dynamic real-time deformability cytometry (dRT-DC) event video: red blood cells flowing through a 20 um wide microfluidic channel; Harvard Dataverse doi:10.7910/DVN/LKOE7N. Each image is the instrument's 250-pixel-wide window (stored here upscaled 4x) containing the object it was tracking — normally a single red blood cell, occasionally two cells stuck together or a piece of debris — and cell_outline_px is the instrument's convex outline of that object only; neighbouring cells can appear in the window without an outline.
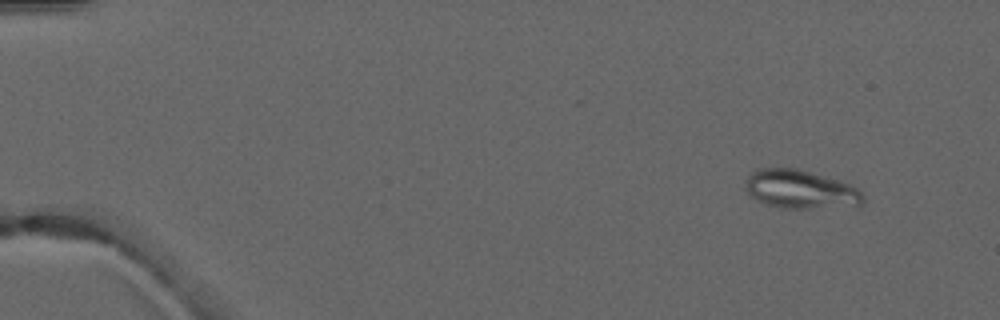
{"species": "common noctule bat (a hibernating species)", "species_latin": "Nyctalus noctula", "temperature_condition": "warm", "stored_images_in_passage": 5, "camera_frame_rate_fps": 3000, "um_per_image_px": 0.085, "animal": {"sex": "male", "forearm_length_mm": 52.5}, "frame": {"image": 1, "passage_image": 2, "time_ms": 1.0, "image_size_px": [1000, 320], "cell_outline_px": [[864, 200], [860, 204], [808, 208], [784, 208], [768, 204], [752, 196], [748, 192], [744, 180], [756, 168], [796, 168], [840, 180], [856, 188], [864, 196]], "centroid_in_image_um": [68.0, 16.06], "position_along_channel_um": 17.0, "area_um2": 25.89}}